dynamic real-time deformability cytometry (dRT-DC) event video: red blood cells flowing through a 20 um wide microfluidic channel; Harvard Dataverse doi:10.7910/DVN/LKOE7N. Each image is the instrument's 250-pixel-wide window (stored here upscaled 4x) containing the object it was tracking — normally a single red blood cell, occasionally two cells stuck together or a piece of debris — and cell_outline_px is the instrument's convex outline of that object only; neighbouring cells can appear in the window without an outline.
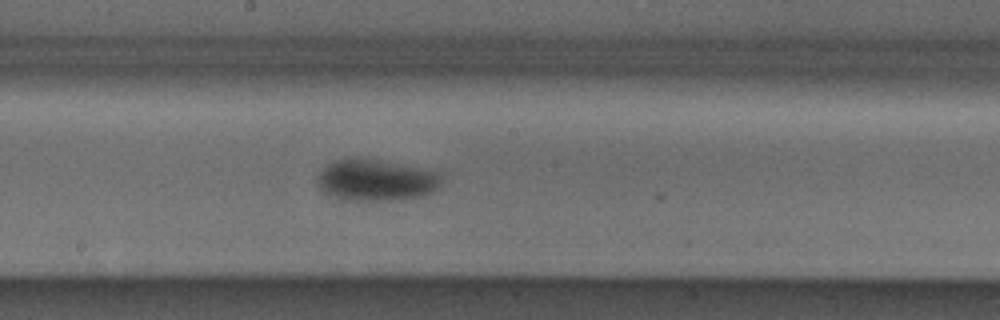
{"species": "Egyptian fruit bat (a non-hibernating species)", "species_latin": "Rousettus aegyptiacus", "temperature_condition": "cold", "stored_images_in_passage": 19, "camera_frame_rate_fps": 3000, "um_per_image_px": 0.085, "animal": {"sex": "male"}, "frame": {"image": 1, "passage_image": 19, "time_ms": 6.0, "image_size_px": [1000, 320], "cell_outline_px": [[444, 172], [440, 184], [432, 192], [420, 196], [400, 200], [344, 200], [324, 192], [316, 184], [316, 180], [320, 172], [328, 164], [336, 160], [376, 160]], "centroid_in_image_um": [32.0, 15.34], "position_along_channel_um": 216.2, "area_um2": 29.59}}